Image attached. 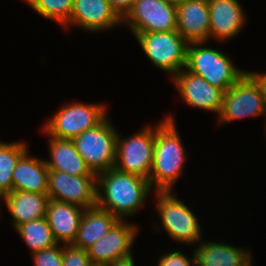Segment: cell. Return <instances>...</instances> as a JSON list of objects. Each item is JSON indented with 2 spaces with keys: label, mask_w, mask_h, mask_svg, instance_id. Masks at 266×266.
<instances>
[{
  "label": "cell",
  "mask_w": 266,
  "mask_h": 266,
  "mask_svg": "<svg viewBox=\"0 0 266 266\" xmlns=\"http://www.w3.org/2000/svg\"><path fill=\"white\" fill-rule=\"evenodd\" d=\"M152 189L149 180L111 168L97 175L96 206L125 220L142 208Z\"/></svg>",
  "instance_id": "cell-1"
},
{
  "label": "cell",
  "mask_w": 266,
  "mask_h": 266,
  "mask_svg": "<svg viewBox=\"0 0 266 266\" xmlns=\"http://www.w3.org/2000/svg\"><path fill=\"white\" fill-rule=\"evenodd\" d=\"M162 119L154 129V155L149 184L156 191H171L182 174L187 153L182 145L174 117Z\"/></svg>",
  "instance_id": "cell-2"
},
{
  "label": "cell",
  "mask_w": 266,
  "mask_h": 266,
  "mask_svg": "<svg viewBox=\"0 0 266 266\" xmlns=\"http://www.w3.org/2000/svg\"><path fill=\"white\" fill-rule=\"evenodd\" d=\"M206 43H188L185 69L226 92L247 71L236 68L224 52L205 47Z\"/></svg>",
  "instance_id": "cell-3"
},
{
  "label": "cell",
  "mask_w": 266,
  "mask_h": 266,
  "mask_svg": "<svg viewBox=\"0 0 266 266\" xmlns=\"http://www.w3.org/2000/svg\"><path fill=\"white\" fill-rule=\"evenodd\" d=\"M114 128L107 116L100 124L73 139L78 153L96 175L114 168L118 136Z\"/></svg>",
  "instance_id": "cell-4"
},
{
  "label": "cell",
  "mask_w": 266,
  "mask_h": 266,
  "mask_svg": "<svg viewBox=\"0 0 266 266\" xmlns=\"http://www.w3.org/2000/svg\"><path fill=\"white\" fill-rule=\"evenodd\" d=\"M135 38L152 64L171 78L185 69L188 42L177 30L140 33Z\"/></svg>",
  "instance_id": "cell-5"
},
{
  "label": "cell",
  "mask_w": 266,
  "mask_h": 266,
  "mask_svg": "<svg viewBox=\"0 0 266 266\" xmlns=\"http://www.w3.org/2000/svg\"><path fill=\"white\" fill-rule=\"evenodd\" d=\"M266 116L263 89L247 71L229 90L224 92L218 121L232 122L249 116Z\"/></svg>",
  "instance_id": "cell-6"
},
{
  "label": "cell",
  "mask_w": 266,
  "mask_h": 266,
  "mask_svg": "<svg viewBox=\"0 0 266 266\" xmlns=\"http://www.w3.org/2000/svg\"><path fill=\"white\" fill-rule=\"evenodd\" d=\"M106 111L105 106L99 103L73 102L63 105L42 129L48 136L73 140L82 132L100 124L107 117Z\"/></svg>",
  "instance_id": "cell-7"
},
{
  "label": "cell",
  "mask_w": 266,
  "mask_h": 266,
  "mask_svg": "<svg viewBox=\"0 0 266 266\" xmlns=\"http://www.w3.org/2000/svg\"><path fill=\"white\" fill-rule=\"evenodd\" d=\"M156 209L161 218L162 228L168 236L187 245L201 240V227L189 207L172 195L171 191H156Z\"/></svg>",
  "instance_id": "cell-8"
},
{
  "label": "cell",
  "mask_w": 266,
  "mask_h": 266,
  "mask_svg": "<svg viewBox=\"0 0 266 266\" xmlns=\"http://www.w3.org/2000/svg\"><path fill=\"white\" fill-rule=\"evenodd\" d=\"M154 128L147 125L126 139L118 133L115 169L149 180L154 155Z\"/></svg>",
  "instance_id": "cell-9"
},
{
  "label": "cell",
  "mask_w": 266,
  "mask_h": 266,
  "mask_svg": "<svg viewBox=\"0 0 266 266\" xmlns=\"http://www.w3.org/2000/svg\"><path fill=\"white\" fill-rule=\"evenodd\" d=\"M134 36L177 30L176 6L164 0H136L122 19Z\"/></svg>",
  "instance_id": "cell-10"
},
{
  "label": "cell",
  "mask_w": 266,
  "mask_h": 266,
  "mask_svg": "<svg viewBox=\"0 0 266 266\" xmlns=\"http://www.w3.org/2000/svg\"><path fill=\"white\" fill-rule=\"evenodd\" d=\"M97 175H70L49 170V199L77 205L82 208L96 206Z\"/></svg>",
  "instance_id": "cell-11"
},
{
  "label": "cell",
  "mask_w": 266,
  "mask_h": 266,
  "mask_svg": "<svg viewBox=\"0 0 266 266\" xmlns=\"http://www.w3.org/2000/svg\"><path fill=\"white\" fill-rule=\"evenodd\" d=\"M137 233L136 225L119 220L105 236L87 249L91 264L104 266L115 259L131 255Z\"/></svg>",
  "instance_id": "cell-12"
},
{
  "label": "cell",
  "mask_w": 266,
  "mask_h": 266,
  "mask_svg": "<svg viewBox=\"0 0 266 266\" xmlns=\"http://www.w3.org/2000/svg\"><path fill=\"white\" fill-rule=\"evenodd\" d=\"M171 81L186 104L204 111L216 112L219 115L224 96L222 89L212 86L202 77L186 69L178 72Z\"/></svg>",
  "instance_id": "cell-13"
},
{
  "label": "cell",
  "mask_w": 266,
  "mask_h": 266,
  "mask_svg": "<svg viewBox=\"0 0 266 266\" xmlns=\"http://www.w3.org/2000/svg\"><path fill=\"white\" fill-rule=\"evenodd\" d=\"M122 23L107 0H74L71 15L64 29L70 25L82 27L86 31H106Z\"/></svg>",
  "instance_id": "cell-14"
},
{
  "label": "cell",
  "mask_w": 266,
  "mask_h": 266,
  "mask_svg": "<svg viewBox=\"0 0 266 266\" xmlns=\"http://www.w3.org/2000/svg\"><path fill=\"white\" fill-rule=\"evenodd\" d=\"M177 9V32L188 42H207L210 31L208 0H185Z\"/></svg>",
  "instance_id": "cell-15"
},
{
  "label": "cell",
  "mask_w": 266,
  "mask_h": 266,
  "mask_svg": "<svg viewBox=\"0 0 266 266\" xmlns=\"http://www.w3.org/2000/svg\"><path fill=\"white\" fill-rule=\"evenodd\" d=\"M210 12L209 40H229L246 24L243 7L238 0H208Z\"/></svg>",
  "instance_id": "cell-16"
},
{
  "label": "cell",
  "mask_w": 266,
  "mask_h": 266,
  "mask_svg": "<svg viewBox=\"0 0 266 266\" xmlns=\"http://www.w3.org/2000/svg\"><path fill=\"white\" fill-rule=\"evenodd\" d=\"M193 250L195 266H252L250 251L226 243L202 241Z\"/></svg>",
  "instance_id": "cell-17"
},
{
  "label": "cell",
  "mask_w": 266,
  "mask_h": 266,
  "mask_svg": "<svg viewBox=\"0 0 266 266\" xmlns=\"http://www.w3.org/2000/svg\"><path fill=\"white\" fill-rule=\"evenodd\" d=\"M85 208L49 199L46 218L57 243L72 244Z\"/></svg>",
  "instance_id": "cell-18"
},
{
  "label": "cell",
  "mask_w": 266,
  "mask_h": 266,
  "mask_svg": "<svg viewBox=\"0 0 266 266\" xmlns=\"http://www.w3.org/2000/svg\"><path fill=\"white\" fill-rule=\"evenodd\" d=\"M27 150L18 160L12 176V191L48 194L49 169L45 160L29 155Z\"/></svg>",
  "instance_id": "cell-19"
},
{
  "label": "cell",
  "mask_w": 266,
  "mask_h": 266,
  "mask_svg": "<svg viewBox=\"0 0 266 266\" xmlns=\"http://www.w3.org/2000/svg\"><path fill=\"white\" fill-rule=\"evenodd\" d=\"M5 205L12 217L14 229L25 223L46 217L49 197L47 194L25 191H11L3 195Z\"/></svg>",
  "instance_id": "cell-20"
},
{
  "label": "cell",
  "mask_w": 266,
  "mask_h": 266,
  "mask_svg": "<svg viewBox=\"0 0 266 266\" xmlns=\"http://www.w3.org/2000/svg\"><path fill=\"white\" fill-rule=\"evenodd\" d=\"M118 221L116 216L97 206L86 208L72 245L87 250L105 236Z\"/></svg>",
  "instance_id": "cell-21"
},
{
  "label": "cell",
  "mask_w": 266,
  "mask_h": 266,
  "mask_svg": "<svg viewBox=\"0 0 266 266\" xmlns=\"http://www.w3.org/2000/svg\"><path fill=\"white\" fill-rule=\"evenodd\" d=\"M50 159L45 160L49 170L61 171L70 175H96L78 153L73 140L48 136Z\"/></svg>",
  "instance_id": "cell-22"
},
{
  "label": "cell",
  "mask_w": 266,
  "mask_h": 266,
  "mask_svg": "<svg viewBox=\"0 0 266 266\" xmlns=\"http://www.w3.org/2000/svg\"><path fill=\"white\" fill-rule=\"evenodd\" d=\"M31 251H41L57 245L46 217L25 222L15 228Z\"/></svg>",
  "instance_id": "cell-23"
},
{
  "label": "cell",
  "mask_w": 266,
  "mask_h": 266,
  "mask_svg": "<svg viewBox=\"0 0 266 266\" xmlns=\"http://www.w3.org/2000/svg\"><path fill=\"white\" fill-rule=\"evenodd\" d=\"M27 150L28 148L24 141L0 142V198L12 191L13 171L19 158Z\"/></svg>",
  "instance_id": "cell-24"
},
{
  "label": "cell",
  "mask_w": 266,
  "mask_h": 266,
  "mask_svg": "<svg viewBox=\"0 0 266 266\" xmlns=\"http://www.w3.org/2000/svg\"><path fill=\"white\" fill-rule=\"evenodd\" d=\"M36 13L64 27L71 15L74 0H25Z\"/></svg>",
  "instance_id": "cell-25"
},
{
  "label": "cell",
  "mask_w": 266,
  "mask_h": 266,
  "mask_svg": "<svg viewBox=\"0 0 266 266\" xmlns=\"http://www.w3.org/2000/svg\"><path fill=\"white\" fill-rule=\"evenodd\" d=\"M61 243L32 253L34 266H62L63 246Z\"/></svg>",
  "instance_id": "cell-26"
},
{
  "label": "cell",
  "mask_w": 266,
  "mask_h": 266,
  "mask_svg": "<svg viewBox=\"0 0 266 266\" xmlns=\"http://www.w3.org/2000/svg\"><path fill=\"white\" fill-rule=\"evenodd\" d=\"M62 266H93L87 250L77 248L72 244L63 245Z\"/></svg>",
  "instance_id": "cell-27"
},
{
  "label": "cell",
  "mask_w": 266,
  "mask_h": 266,
  "mask_svg": "<svg viewBox=\"0 0 266 266\" xmlns=\"http://www.w3.org/2000/svg\"><path fill=\"white\" fill-rule=\"evenodd\" d=\"M191 259H188L181 251H174L162 255L159 258L157 266H195V257L194 253L191 256Z\"/></svg>",
  "instance_id": "cell-28"
},
{
  "label": "cell",
  "mask_w": 266,
  "mask_h": 266,
  "mask_svg": "<svg viewBox=\"0 0 266 266\" xmlns=\"http://www.w3.org/2000/svg\"><path fill=\"white\" fill-rule=\"evenodd\" d=\"M118 16L123 19L136 0H107Z\"/></svg>",
  "instance_id": "cell-29"
},
{
  "label": "cell",
  "mask_w": 266,
  "mask_h": 266,
  "mask_svg": "<svg viewBox=\"0 0 266 266\" xmlns=\"http://www.w3.org/2000/svg\"><path fill=\"white\" fill-rule=\"evenodd\" d=\"M104 266H135L133 255L126 256L124 258L115 259L112 262L105 264Z\"/></svg>",
  "instance_id": "cell-30"
},
{
  "label": "cell",
  "mask_w": 266,
  "mask_h": 266,
  "mask_svg": "<svg viewBox=\"0 0 266 266\" xmlns=\"http://www.w3.org/2000/svg\"><path fill=\"white\" fill-rule=\"evenodd\" d=\"M260 83L262 89H263V94H264V101L266 104V72L265 73H256V72H250Z\"/></svg>",
  "instance_id": "cell-31"
},
{
  "label": "cell",
  "mask_w": 266,
  "mask_h": 266,
  "mask_svg": "<svg viewBox=\"0 0 266 266\" xmlns=\"http://www.w3.org/2000/svg\"><path fill=\"white\" fill-rule=\"evenodd\" d=\"M164 1L177 6V5H180L185 0H164Z\"/></svg>",
  "instance_id": "cell-32"
}]
</instances>
